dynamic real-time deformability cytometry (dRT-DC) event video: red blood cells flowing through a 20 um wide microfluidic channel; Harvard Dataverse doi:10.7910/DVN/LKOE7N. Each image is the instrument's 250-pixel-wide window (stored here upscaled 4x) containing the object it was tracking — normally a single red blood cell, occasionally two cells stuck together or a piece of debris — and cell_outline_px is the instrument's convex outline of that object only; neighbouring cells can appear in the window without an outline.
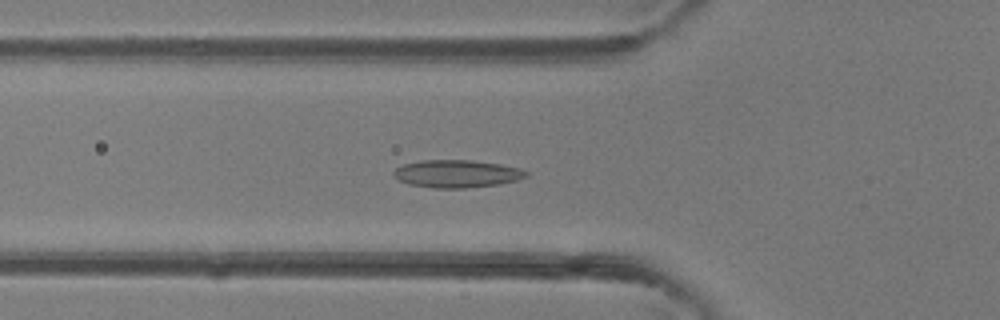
{"species": "common noctule bat (a hibernating species)", "species_latin": "Nyctalus noctula", "temperature_condition": "room temperature", "stored_images_in_passage": 47, "camera_frame_rate_fps": 3000, "um_per_image_px": 0.085, "animal": {"sex": "female"}, "frame": {"image": 1, "passage_image": 16, "time_ms": 5.0, "image_size_px": [1000, 320], "cell_outline_px": [[528, 176], [516, 180], [500, 184], [464, 188], [432, 188], [408, 184], [392, 176], [392, 172], [396, 168], [404, 164], [420, 160], [472, 160], [500, 164], [520, 168], [528, 172]], "centroid_in_image_um": [38.81, 14.77], "position_along_channel_um": 87.0, "area_um2": 21.44}}
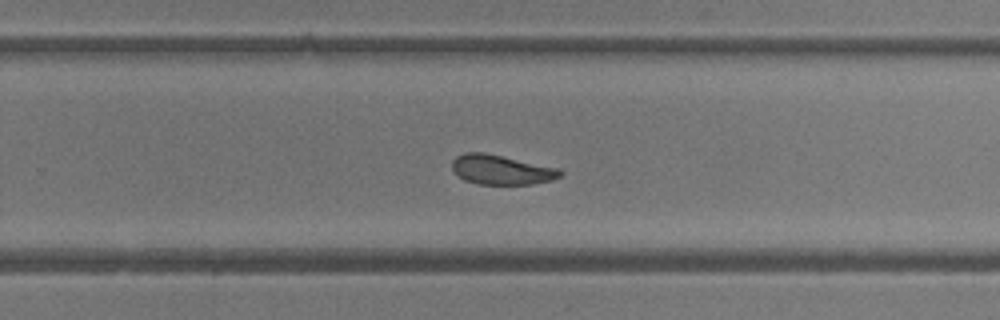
{"frame": {"image": 2, "passage_image": 30, "time_ms": 9.667, "image_size_px": [1000, 320], "cell_outline_px": [[564, 172], [560, 176], [552, 180], [532, 184], [476, 184], [464, 180], [456, 176], [452, 168], [452, 160], [456, 156], [464, 152], [484, 152], [560, 168]], "centroid_in_image_um": [42.59, 14.42], "position_along_channel_um": 287.2, "area_um2": 18.9}}
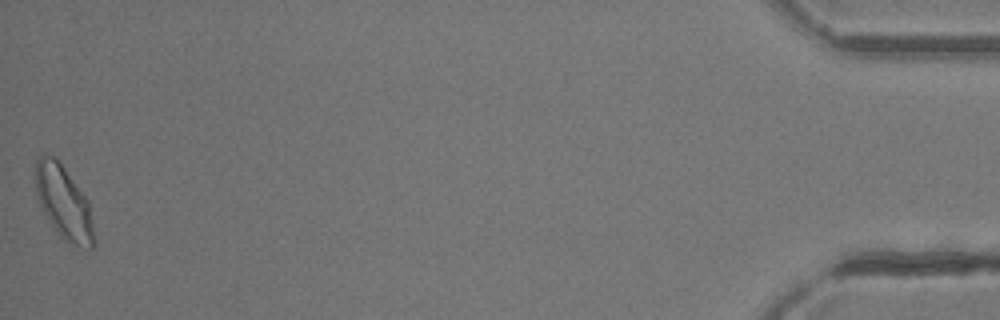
{"frame": {"image": 3, "passage_image": 47, "time_ms": 15.333, "image_size_px": [1000, 320], "cell_outline_px": [[92, 248], [88, 248], [72, 244], [64, 240], [60, 236], [48, 220], [36, 200], [36, 160], [44, 152], [56, 156], [88, 200], [92, 224]], "centroid_in_image_um": [5.36, 17.15], "position_along_channel_um": 429.8, "area_um2": 24.8}, "authors_computed_cell_mechanics": {"area_um2": 20.4034, "velocity_mm_per_s": 4.2901, "shape_relaxation_time_tau1_ms": 7.7534, "shape_relaxation_time_tau2_ms": 3.7, "deformation_change_tau1": 0.1631, "deformation_change_tau2": 0.0959}}